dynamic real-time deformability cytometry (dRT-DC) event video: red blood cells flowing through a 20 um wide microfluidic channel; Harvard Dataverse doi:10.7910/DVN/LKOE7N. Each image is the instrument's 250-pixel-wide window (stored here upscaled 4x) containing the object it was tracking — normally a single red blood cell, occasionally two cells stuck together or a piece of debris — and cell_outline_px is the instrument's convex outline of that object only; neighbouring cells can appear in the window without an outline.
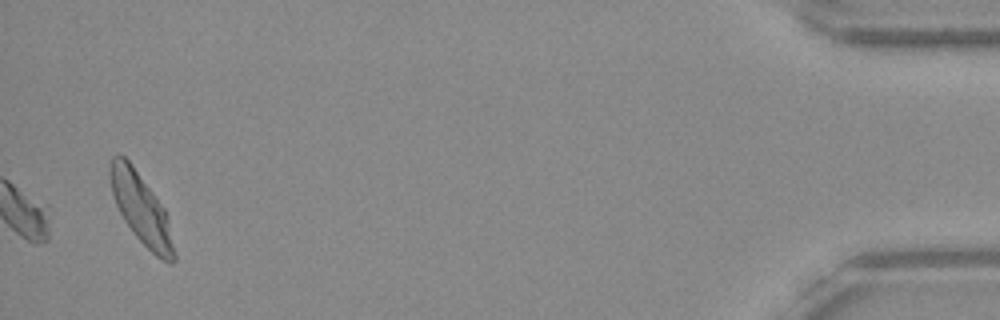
{"species": "Egyptian fruit bat (a non-hibernating species)", "species_latin": "Rousettus aegyptiacus", "temperature_condition": "warm", "stored_images_in_passage": 37, "camera_frame_rate_fps": 3000, "um_per_image_px": 0.085, "frame": {"image": 1, "passage_image": 37, "time_ms": 12.0, "image_size_px": [1000, 320], "cell_outline_px": [[176, 260], [172, 264], [168, 264], [156, 256], [132, 232], [124, 220], [116, 204], [112, 192], [108, 176], [108, 168], [112, 156], [124, 156], [132, 164], [164, 208], [168, 220], [176, 256]], "centroid_in_image_um": [11.99, 17.76], "position_along_channel_um": 423.2, "area_um2": 26.01}}